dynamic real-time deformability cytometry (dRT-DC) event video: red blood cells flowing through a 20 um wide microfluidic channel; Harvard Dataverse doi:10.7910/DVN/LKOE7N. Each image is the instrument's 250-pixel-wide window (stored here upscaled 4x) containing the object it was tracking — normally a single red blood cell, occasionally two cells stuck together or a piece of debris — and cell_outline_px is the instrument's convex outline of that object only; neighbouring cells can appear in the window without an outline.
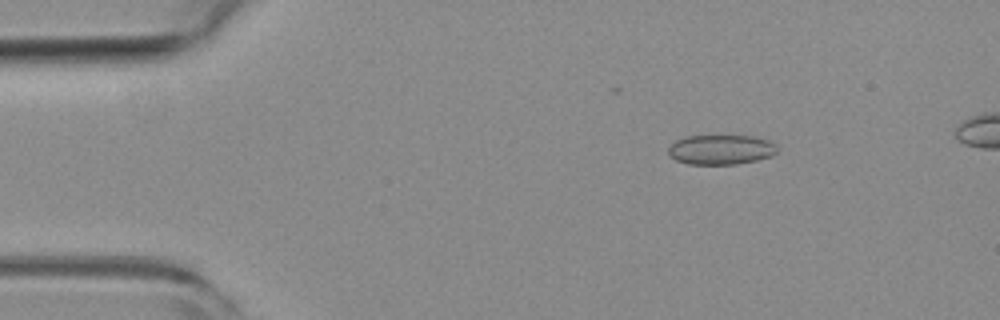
{"species": "common noctule bat (a hibernating species)", "species_latin": "Nyctalus noctula", "temperature_condition": "room temperature", "stored_images_in_passage": 51, "camera_frame_rate_fps": 3000, "um_per_image_px": 0.085, "animal": {"sex": "female", "body_mass_g": 19.3, "forearm_length_mm": 54.1}, "frame": {"image": 1, "passage_image": 8, "time_ms": 2.333, "image_size_px": [1000, 320], "cell_outline_px": [[776, 152], [772, 156], [756, 160], [736, 164], [688, 164], [676, 160], [668, 152], [668, 148], [676, 140], [684, 136], [752, 136], [768, 140], [776, 144]], "centroid_in_image_um": [61.28, 12.71], "position_along_channel_um": 23.7, "area_um2": 18.79}}
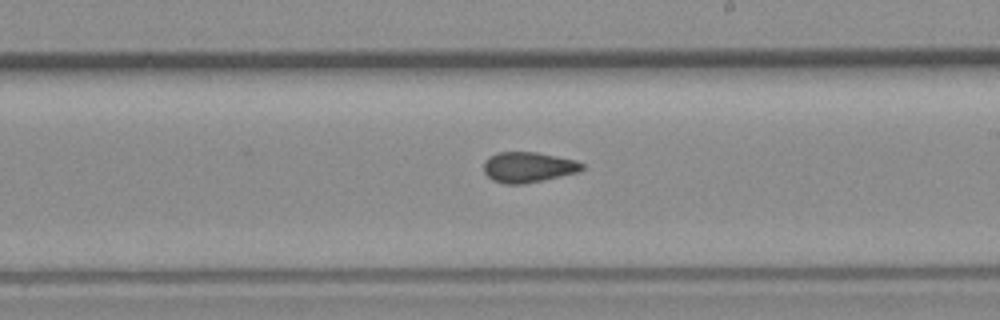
{"frame": {"image": 2, "passage_image": 31, "time_ms": 10.0, "image_size_px": [1000, 320], "cell_outline_px": [[584, 168], [580, 172], [544, 180], [524, 184], [504, 184], [492, 180], [484, 172], [484, 160], [488, 156], [496, 152], [536, 152], [576, 160], [584, 164]], "centroid_in_image_um": [44.89, 14.21], "position_along_channel_um": 244.1, "area_um2": 17.69}}
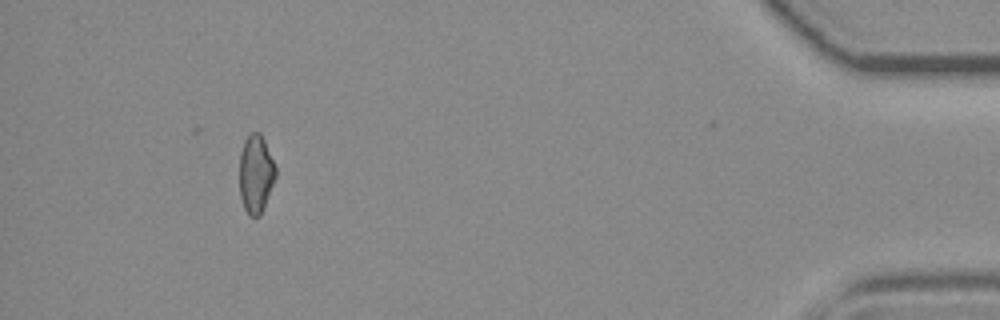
{"frame": {"image": 3, "passage_image": 50, "time_ms": 16.333, "image_size_px": [1000, 320], "cell_outline_px": [[276, 176], [260, 216], [248, 216], [244, 208], [240, 196], [240, 152], [244, 140], [252, 132], [260, 132], [264, 140], [276, 168]], "centroid_in_image_um": [21.73, 14.79], "position_along_channel_um": 413.5, "area_um2": 16.36}}